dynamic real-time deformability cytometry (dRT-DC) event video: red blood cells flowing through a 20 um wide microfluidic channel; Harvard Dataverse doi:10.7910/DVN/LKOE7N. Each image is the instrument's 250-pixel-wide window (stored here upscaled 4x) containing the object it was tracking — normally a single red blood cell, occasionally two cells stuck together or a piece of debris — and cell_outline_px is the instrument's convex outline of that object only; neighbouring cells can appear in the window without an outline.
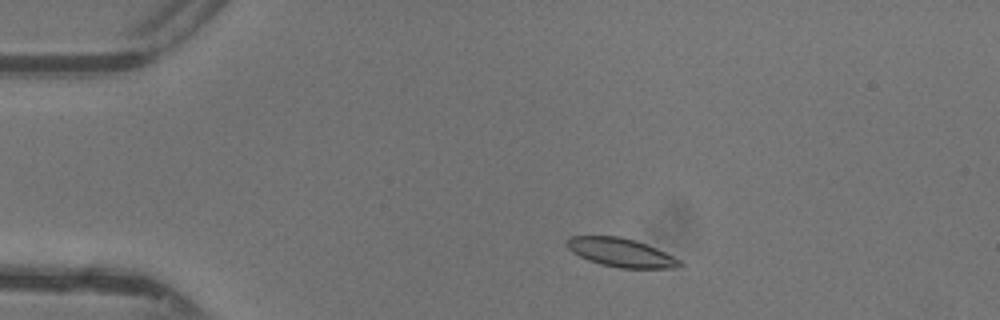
{"species": "common noctule bat (a hibernating species)", "species_latin": "Nyctalus noctula", "temperature_condition": "warm", "stored_images_in_passage": 44, "camera_frame_rate_fps": 3000, "um_per_image_px": 0.085, "animal": {"sex": "female"}, "frame": {"image": 1, "passage_image": 6, "time_ms": 1.667, "image_size_px": [1000, 320], "cell_outline_px": [[684, 264], [680, 268], [620, 268], [600, 264], [588, 260], [572, 252], [564, 244], [568, 236], [620, 236], [656, 248], [680, 260]], "centroid_in_image_um": [52.75, 21.47], "position_along_channel_um": 32.3, "area_um2": 18.79}}
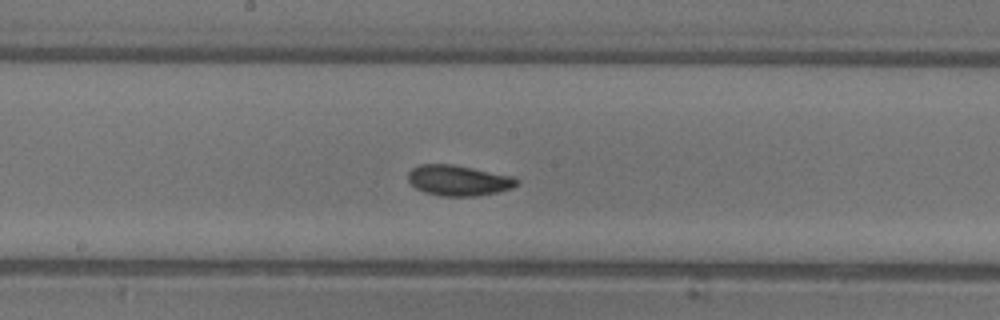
{"frame": {"image": 2, "passage_image": 22, "time_ms": 7.0, "image_size_px": [1000, 320], "cell_outline_px": [[520, 184], [512, 188], [496, 192], [476, 196], [440, 196], [424, 192], [416, 188], [408, 180], [408, 172], [412, 168], [420, 164], [452, 164], [512, 176], [520, 180]], "centroid_in_image_um": [38.97, 15.34], "position_along_channel_um": 209.2, "area_um2": 19.36}}
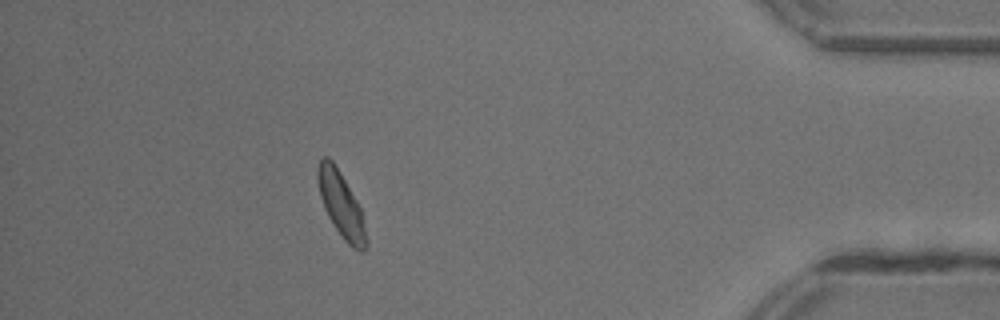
{"frame": {"image": 3, "passage_image": 39, "time_ms": 12.667, "image_size_px": [1000, 320], "cell_outline_px": [[368, 244], [364, 252], [360, 252], [352, 248], [344, 240], [332, 224], [324, 208], [320, 196], [316, 180], [316, 172], [320, 160], [324, 156], [328, 156], [332, 160], [340, 172], [356, 200], [360, 208], [368, 240]], "centroid_in_image_um": [28.99, 17.43], "position_along_channel_um": 406.2, "area_um2": 18.5}, "authors_computed_cell_mechanics": {"area_um2": 18.6405, "velocity_mm_per_s": 4.349, "shape_relaxation_time_tau1_ms": 3.0997, "shape_relaxation_time_tau2_ms": 2.4121, "deformation_change_tau1": 0.1154, "deformation_change_tau2": 0.0923}}